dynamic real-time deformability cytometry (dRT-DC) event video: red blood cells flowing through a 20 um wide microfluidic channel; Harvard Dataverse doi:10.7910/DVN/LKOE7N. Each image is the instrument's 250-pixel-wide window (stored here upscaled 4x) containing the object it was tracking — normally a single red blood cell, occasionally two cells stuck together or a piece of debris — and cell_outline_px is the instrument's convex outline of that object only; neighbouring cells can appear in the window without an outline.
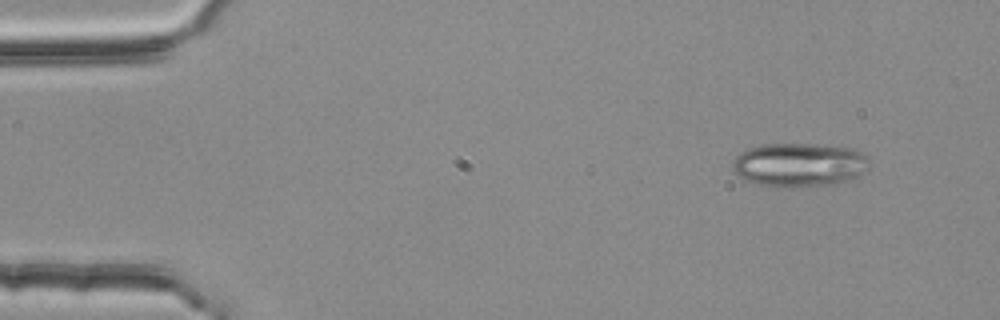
{"species": "common noctule bat (a hibernating species)", "species_latin": "Nyctalus noctula", "temperature_condition": "room temperature", "stored_images_in_passage": 3, "camera_frame_rate_fps": 3000, "um_per_image_px": 0.085, "animal": {"sex": "female", "body_mass_g": 25.1}, "frame": {"image": 1, "passage_image": 1, "time_ms": 0.0, "image_size_px": [1000, 320], "cell_outline_px": [[868, 160], [864, 172], [848, 180], [832, 184], [760, 184], [748, 180], [740, 176], [732, 168], [732, 160], [740, 152], [748, 148], [764, 144], [812, 144], [856, 148]], "centroid_in_image_um": [67.92, 13.94], "position_along_channel_um": 17.1, "area_um2": 33.64}}